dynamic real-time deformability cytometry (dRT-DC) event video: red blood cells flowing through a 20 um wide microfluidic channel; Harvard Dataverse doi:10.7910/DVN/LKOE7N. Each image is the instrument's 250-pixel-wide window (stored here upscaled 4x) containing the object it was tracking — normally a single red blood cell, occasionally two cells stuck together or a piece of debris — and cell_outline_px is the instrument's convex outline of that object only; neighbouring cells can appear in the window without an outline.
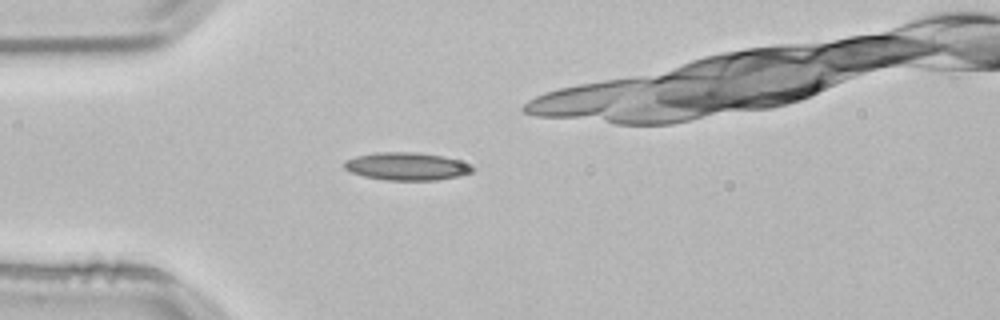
{"species": "common noctule bat (a hibernating species)", "species_latin": "Nyctalus noctula", "temperature_condition": "room temperature", "stored_images_in_passage": 32, "camera_frame_rate_fps": 3000, "um_per_image_px": 0.085, "animal": {"sex": "male", "body_mass_g": 21.5, "forearm_length_mm": 52.0}, "frame": {"image": 1, "passage_image": 1, "time_ms": 0.0, "image_size_px": [1000, 320], "cell_outline_px": [[476, 168], [472, 172], [460, 176], [436, 180], [384, 180], [364, 176], [352, 172], [344, 168], [344, 160], [356, 156], [376, 152], [416, 152], [440, 156], [456, 160]], "centroid_in_image_um": [34.54, 14.14], "position_along_channel_um": 50.5, "area_um2": 20.58}}
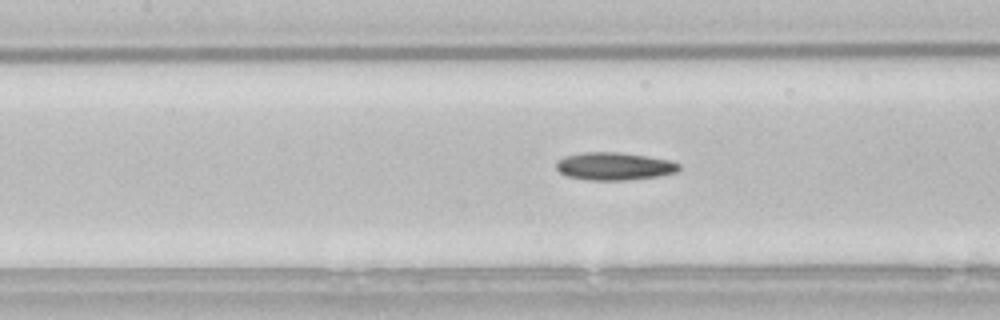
{"frame": {"image": 2, "passage_image": 10, "time_ms": 3.0, "image_size_px": [1000, 320], "cell_outline_px": [[680, 168], [676, 172], [660, 176], [628, 180], [588, 180], [568, 176], [560, 172], [556, 168], [556, 160], [564, 156], [580, 152], [620, 152], [668, 160], [680, 164]], "centroid_in_image_um": [52.18, 14.13], "position_along_channel_um": 155.2, "area_um2": 19.88}}
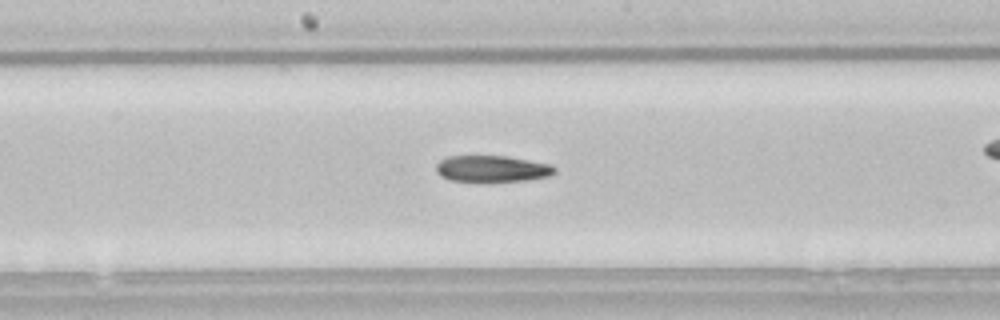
{"frame": {"image": 3, "passage_image": 14, "time_ms": 4.333, "image_size_px": [1000, 320], "cell_outline_px": [[556, 172], [548, 176], [528, 180], [452, 180], [440, 176], [436, 172], [436, 164], [440, 160], [448, 156], [508, 156], [552, 164], [556, 168]], "centroid_in_image_um": [41.84, 14.31], "position_along_channel_um": 206.4, "area_um2": 17.98}}